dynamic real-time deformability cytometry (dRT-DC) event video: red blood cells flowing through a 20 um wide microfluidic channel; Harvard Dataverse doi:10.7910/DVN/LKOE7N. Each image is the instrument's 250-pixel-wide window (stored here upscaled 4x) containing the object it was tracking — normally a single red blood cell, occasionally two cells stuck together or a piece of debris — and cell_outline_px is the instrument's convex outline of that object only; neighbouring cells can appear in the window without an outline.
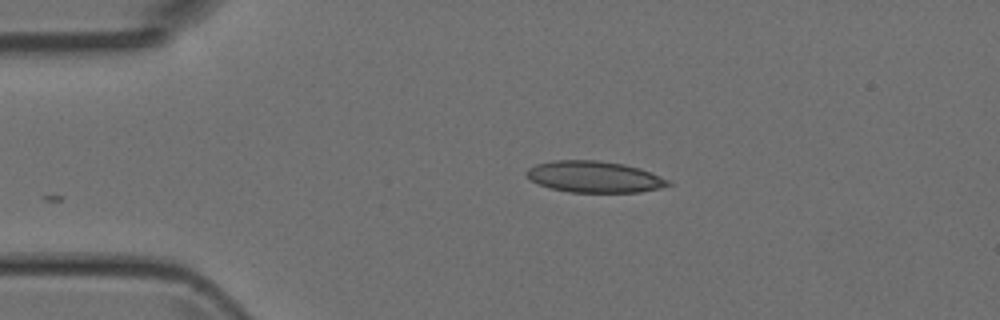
{"species": "Egyptian fruit bat (a non-hibernating species)", "species_latin": "Rousettus aegyptiacus", "temperature_condition": "room temperature", "stored_images_in_passage": 38, "camera_frame_rate_fps": 3000, "um_per_image_px": 0.085, "animal": {"sex": "female"}, "frame": {"image": 1, "passage_image": 1, "time_ms": 0.0, "image_size_px": [1000, 320], "cell_outline_px": [[672, 184], [660, 188], [640, 192], [568, 192], [552, 188], [540, 184], [532, 180], [524, 172], [528, 168], [536, 164], [556, 160], [596, 160], [624, 164], [640, 168], [660, 176], [668, 180]], "centroid_in_image_um": [50.53, 15.02], "position_along_channel_um": 34.5, "area_um2": 25.72}}
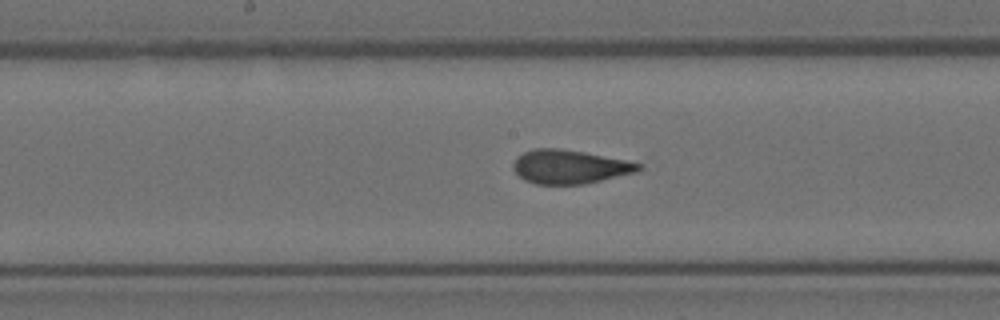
{"frame": {"image": 2, "passage_image": 16, "time_ms": 5.0, "image_size_px": [1000, 320], "cell_outline_px": [[644, 168], [640, 172], [584, 184], [536, 184], [524, 180], [512, 168], [512, 164], [524, 152], [532, 148], [560, 148], [584, 152], [624, 160], [640, 164]], "centroid_in_image_um": [48.45, 14.18], "position_along_channel_um": 199.8, "area_um2": 24.68}}
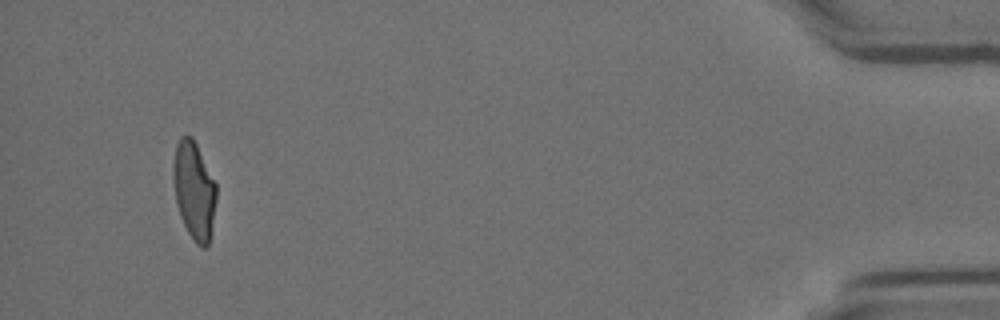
{"frame": {"image": 3, "passage_image": 38, "time_ms": 12.333, "image_size_px": [1000, 320], "cell_outline_px": [[216, 200], [208, 244], [204, 248], [196, 244], [192, 240], [180, 216], [176, 204], [172, 172], [172, 164], [176, 144], [180, 136], [192, 136], [216, 184]], "centroid_in_image_um": [16.47, 16.17], "position_along_channel_um": 418.7, "area_um2": 24.39}}